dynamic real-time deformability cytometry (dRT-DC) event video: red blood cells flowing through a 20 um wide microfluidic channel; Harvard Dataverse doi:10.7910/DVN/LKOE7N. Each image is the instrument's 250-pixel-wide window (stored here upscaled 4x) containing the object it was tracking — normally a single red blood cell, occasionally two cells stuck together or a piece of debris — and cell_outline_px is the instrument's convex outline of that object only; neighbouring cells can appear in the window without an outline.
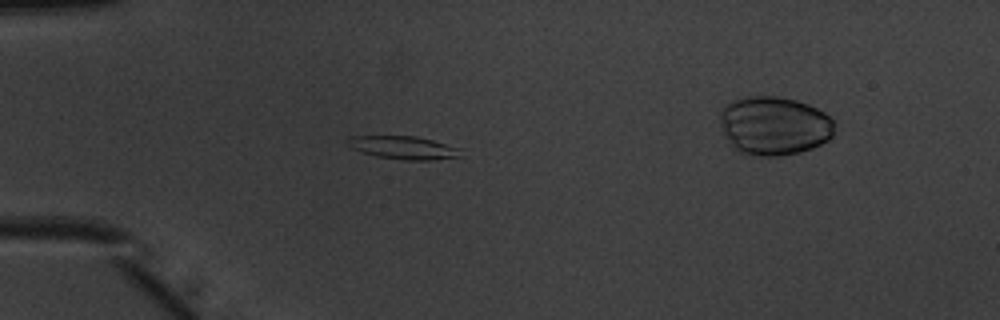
{"species": "common noctule bat (a hibernating species)", "species_latin": "Nyctalus noctula", "temperature_condition": "warm", "stored_images_in_passage": 42, "camera_frame_rate_fps": 3000, "um_per_image_px": 0.085, "animal": {"sex": "male", "body_mass_g": 20.1, "forearm_length_mm": 53.5}, "frame": {"image": 1, "passage_image": 10, "time_ms": 3.0, "image_size_px": [1000, 320], "cell_outline_px": [[464, 148], [460, 156], [432, 160], [404, 160], [376, 156], [360, 152], [352, 148], [348, 144], [348, 136], [416, 136]], "centroid_in_image_um": [34.34, 12.55], "position_along_channel_um": 50.7, "area_um2": 15.32}}
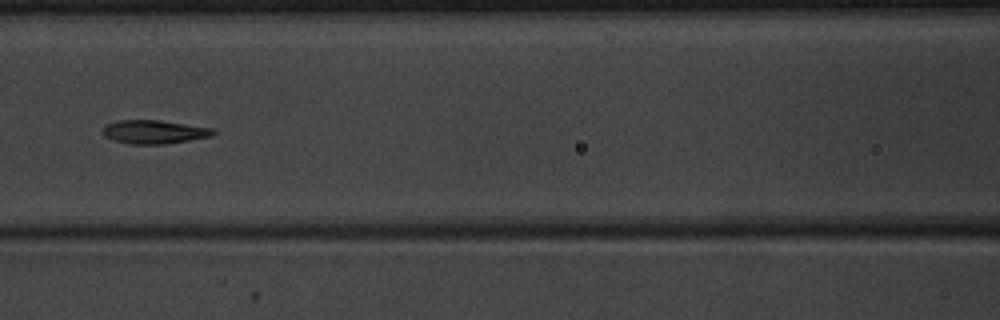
{"frame": {"image": 2, "passage_image": 19, "time_ms": 6.0, "image_size_px": [1000, 320], "cell_outline_px": [[216, 132], [212, 136], [164, 144], [128, 144], [112, 140], [104, 136], [104, 124], [116, 120], [160, 120], [212, 128]], "centroid_in_image_um": [13.06, 11.21], "position_along_channel_um": 153.5, "area_um2": 15.2}}
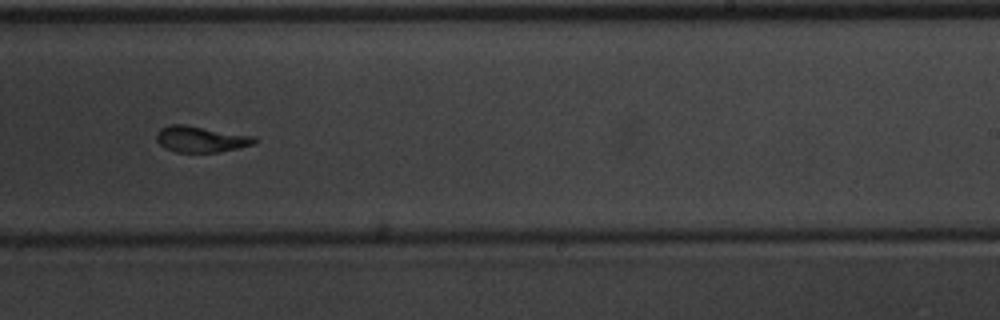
{"frame": {"image": 3, "passage_image": 28, "time_ms": 9.0, "image_size_px": [1000, 320], "cell_outline_px": [[256, 144], [220, 152], [176, 152], [164, 148], [156, 140], [156, 132], [160, 128], [172, 124], [184, 124], [256, 136]], "centroid_in_image_um": [17.08, 11.82], "position_along_channel_um": 271.9, "area_um2": 15.09}, "authors_computed_cell_mechanics": {"area_um2": 15.2592, "velocity_mm_per_s": 3.9648, "shape_relaxation_time_tau1_ms": 2.7478, "shape_relaxation_time_tau2_ms": 1.5297, "deformation_change_tau1": 0.1748, "deformation_change_tau2": 0.0698}}